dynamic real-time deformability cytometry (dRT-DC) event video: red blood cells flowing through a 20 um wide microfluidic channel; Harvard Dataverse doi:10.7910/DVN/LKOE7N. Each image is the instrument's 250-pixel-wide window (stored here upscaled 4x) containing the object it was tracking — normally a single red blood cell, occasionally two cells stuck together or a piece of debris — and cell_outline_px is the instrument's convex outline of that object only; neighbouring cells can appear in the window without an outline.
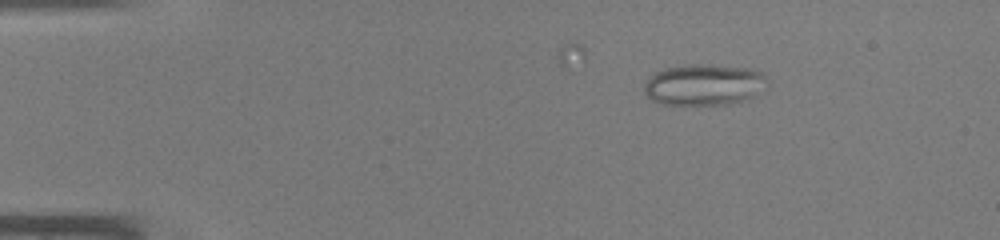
{"species": "common noctule bat (a hibernating species)", "species_latin": "Nyctalus noctula", "temperature_condition": "warm", "stored_images_in_passage": 9, "camera_frame_rate_fps": 3000, "um_per_image_px": 0.085, "animal": {"sex": "male", "body_mass_g": 19.0, "forearm_length_mm": 50.8}, "frame": {"image": 1, "passage_image": 2, "time_ms": 0.333, "image_size_px": [1000, 240], "cell_outline_px": [[768, 84], [752, 96], [732, 104], [684, 108], [660, 104], [652, 100], [644, 92], [644, 84], [648, 76], [656, 72], [668, 68], [692, 64], [712, 64], [748, 68], [764, 72], [768, 80]], "centroid_in_image_um": [59.81, 7.25], "position_along_channel_um": 25.2, "area_um2": 30.63}}
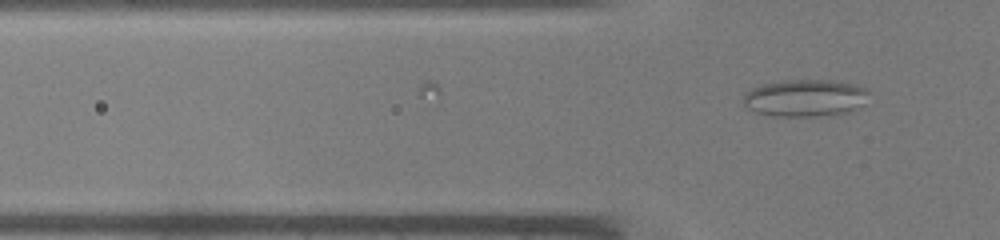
{"frame": {"image": 2, "passage_image": 9, "time_ms": 2.667, "image_size_px": [1000, 240], "cell_outline_px": [[868, 92], [864, 104], [848, 112], [828, 116], [772, 116], [756, 112], [744, 108], [744, 96], [748, 88], [760, 84], [788, 80], [832, 80], [856, 84], [868, 88]], "centroid_in_image_um": [68.42, 8.33], "position_along_channel_um": 57.4, "area_um2": 27.63}}